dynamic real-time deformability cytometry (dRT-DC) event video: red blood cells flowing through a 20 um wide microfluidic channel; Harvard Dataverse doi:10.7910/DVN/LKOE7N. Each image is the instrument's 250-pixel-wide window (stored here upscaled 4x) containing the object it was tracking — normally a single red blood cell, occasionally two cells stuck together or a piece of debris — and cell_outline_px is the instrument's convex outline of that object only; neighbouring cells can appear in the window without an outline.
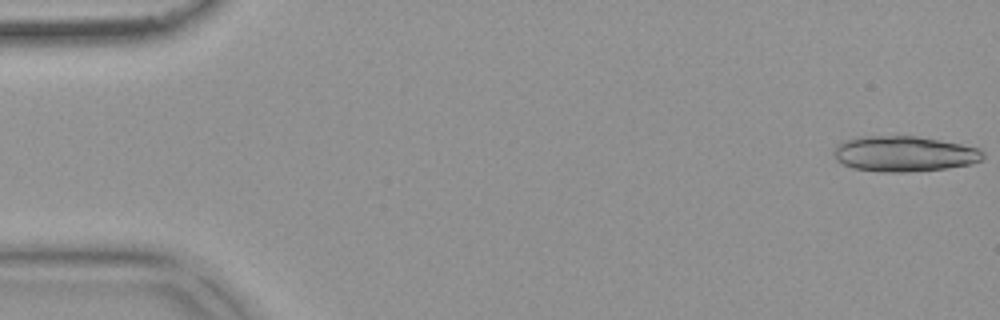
{"species": "common noctule bat (a hibernating species)", "species_latin": "Nyctalus noctula", "temperature_condition": "warm", "stored_images_in_passage": 53, "segment_of_instrument_passage": [1, 2], "camera_frame_rate_fps": 3000, "um_per_image_px": 0.085, "animal": {"sex": "female", "body_mass_g": 18.4}, "frame": {"image": 1, "passage_image": 1, "time_ms": 0.0, "image_size_px": [1000, 320], "cell_outline_px": [[984, 160], [972, 164], [948, 168], [908, 172], [880, 172], [852, 168], [840, 164], [836, 160], [832, 152], [844, 140], [864, 136], [916, 136], [940, 140], [980, 148], [984, 152]], "centroid_in_image_um": [76.87, 13.09], "position_along_channel_um": 8.1, "area_um2": 31.15}}
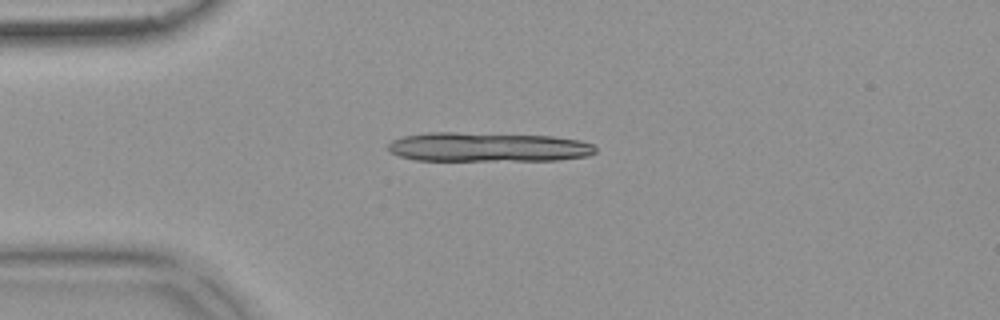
{"frame": {"image": 2, "passage_image": 13, "time_ms": 4.0, "image_size_px": [1000, 320], "cell_outline_px": [[596, 152], [588, 156], [560, 160], [416, 160], [400, 156], [392, 152], [388, 148], [388, 144], [392, 140], [404, 136], [428, 132], [456, 132], [552, 136], [580, 140], [592, 144], [596, 148]], "centroid_in_image_um": [41.5, 12.5], "position_along_channel_um": 43.5, "area_um2": 35.43}}